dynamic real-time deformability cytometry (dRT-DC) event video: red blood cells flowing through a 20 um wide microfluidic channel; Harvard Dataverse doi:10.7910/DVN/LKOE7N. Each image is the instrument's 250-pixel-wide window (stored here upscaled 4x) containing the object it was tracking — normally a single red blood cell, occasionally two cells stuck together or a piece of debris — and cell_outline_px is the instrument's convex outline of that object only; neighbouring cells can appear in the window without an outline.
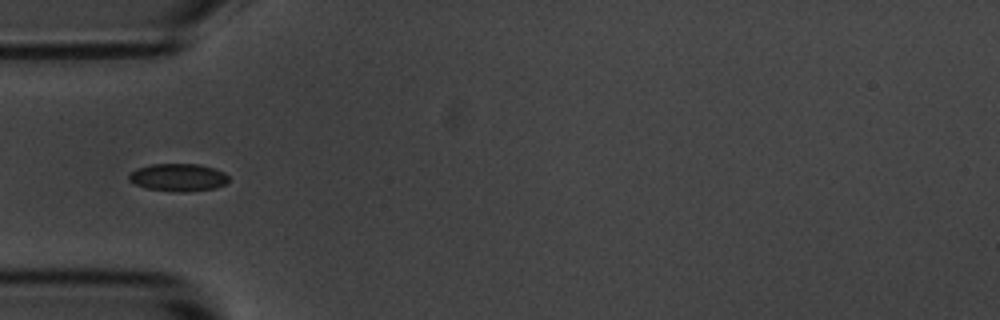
{"species": "common noctule bat (a hibernating species)", "species_latin": "Nyctalus noctula", "temperature_condition": "room temperature", "stored_images_in_passage": 6, "camera_frame_rate_fps": 3000, "um_per_image_px": 0.085, "animal": {"sex": "male", "body_mass_g": 20.1, "forearm_length_mm": 53.5}, "frame": {"image": 1, "passage_image": 6, "time_ms": 5.667, "image_size_px": [1000, 320], "cell_outline_px": [[228, 180], [224, 184], [216, 188], [184, 192], [176, 192], [148, 188], [136, 184], [128, 180], [128, 176], [136, 168], [152, 164], [200, 164], [224, 172], [228, 176]], "centroid_in_image_um": [15.14, 15.07], "position_along_channel_um": 69.9, "area_um2": 15.95}}